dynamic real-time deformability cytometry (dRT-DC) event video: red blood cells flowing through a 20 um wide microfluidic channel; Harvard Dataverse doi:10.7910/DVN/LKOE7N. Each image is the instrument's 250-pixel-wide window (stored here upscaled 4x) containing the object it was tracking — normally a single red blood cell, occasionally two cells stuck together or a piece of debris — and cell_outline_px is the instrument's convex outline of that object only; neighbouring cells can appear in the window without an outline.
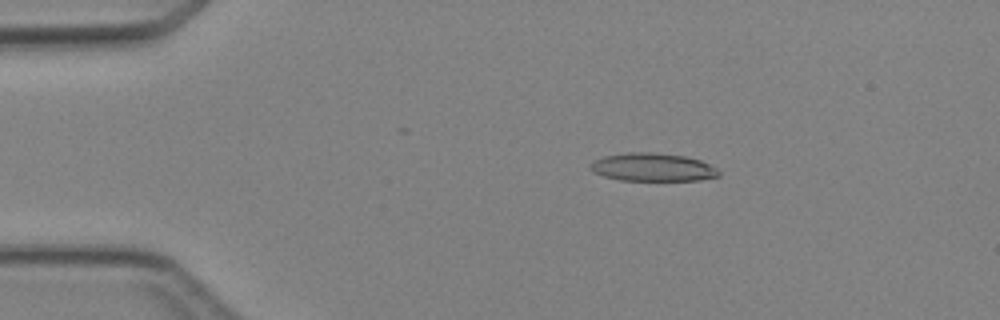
{"species": "Egyptian fruit bat (a non-hibernating species)", "species_latin": "Rousettus aegyptiacus", "temperature_condition": "cold", "stored_images_in_passage": 5, "camera_frame_rate_fps": 3000, "um_per_image_px": 0.085, "animal": {"sex": "female"}, "frame": {"image": 1, "passage_image": 3, "time_ms": 2.333, "image_size_px": [1000, 320], "cell_outline_px": [[720, 176], [700, 180], [620, 180], [604, 176], [592, 172], [588, 168], [596, 160], [604, 156], [628, 152], [656, 152], [684, 156], [700, 160], [716, 168], [720, 172]], "centroid_in_image_um": [55.48, 14.21], "position_along_channel_um": 29.5, "area_um2": 20.98}}
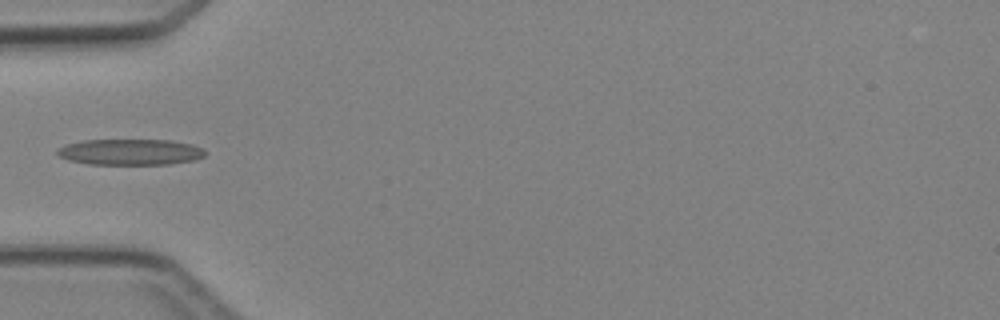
{"frame": {"image": 2, "passage_image": 5, "time_ms": 4.667, "image_size_px": [1000, 320], "cell_outline_px": [[208, 152], [204, 156], [196, 160], [168, 164], [88, 164], [68, 160], [60, 156], [56, 152], [64, 144], [84, 140], [172, 140], [192, 144], [204, 148]], "centroid_in_image_um": [11.12, 12.92], "position_along_channel_um": 73.9, "area_um2": 22.54}}